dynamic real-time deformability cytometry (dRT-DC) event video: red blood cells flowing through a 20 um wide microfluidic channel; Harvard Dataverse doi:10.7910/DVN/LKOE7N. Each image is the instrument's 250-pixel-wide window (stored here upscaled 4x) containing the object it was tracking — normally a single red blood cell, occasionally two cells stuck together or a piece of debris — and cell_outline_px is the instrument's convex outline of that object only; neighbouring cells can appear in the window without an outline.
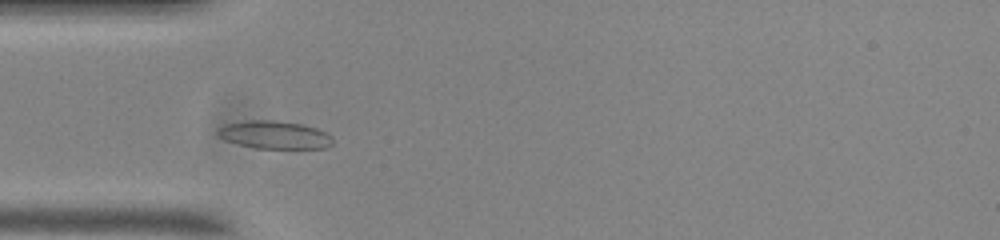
{"species": "common noctule bat (a hibernating species)", "species_latin": "Nyctalus noctula", "temperature_condition": "room temperature", "stored_images_in_passage": 11, "camera_frame_rate_fps": 3000, "um_per_image_px": 0.085, "animal": {"sex": "male", "body_mass_g": 20.0, "forearm_length_mm": 53.3}, "frame": {"image": 1, "passage_image": 4, "time_ms": 1.0, "image_size_px": [1000, 240], "cell_outline_px": [[332, 144], [324, 148], [256, 148], [224, 140], [216, 136], [216, 132], [224, 124], [248, 120], [272, 120], [300, 124], [316, 128], [332, 136]], "centroid_in_image_um": [23.29, 11.46], "position_along_channel_um": 61.7, "area_um2": 18.55}}
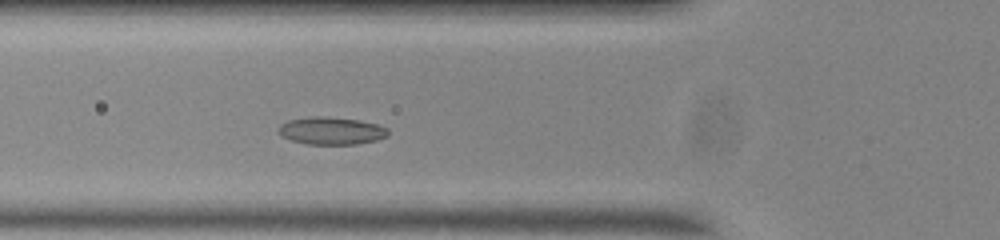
{"frame": {"image": 2, "passage_image": 7, "time_ms": 2.0, "image_size_px": [1000, 240], "cell_outline_px": [[388, 136], [376, 140], [356, 144], [308, 144], [292, 140], [276, 132], [280, 124], [288, 120], [308, 116], [324, 116], [360, 120], [376, 124], [388, 128]], "centroid_in_image_um": [28.15, 11.1], "position_along_channel_um": 97.7, "area_um2": 17.63}}
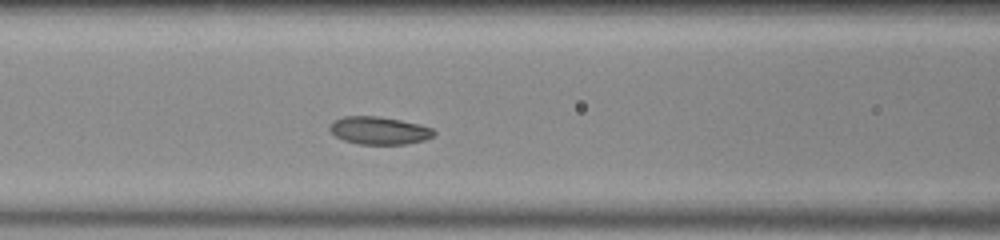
{"frame": {"image": 3, "passage_image": 10, "time_ms": 3.0, "image_size_px": [1000, 240], "cell_outline_px": [[436, 132], [432, 136], [424, 140], [408, 144], [360, 144], [344, 140], [336, 136], [328, 128], [332, 120], [344, 116], [376, 116], [400, 120], [420, 124], [432, 128]], "centroid_in_image_um": [32.21, 11.09], "position_along_channel_um": 134.4, "area_um2": 16.82}}